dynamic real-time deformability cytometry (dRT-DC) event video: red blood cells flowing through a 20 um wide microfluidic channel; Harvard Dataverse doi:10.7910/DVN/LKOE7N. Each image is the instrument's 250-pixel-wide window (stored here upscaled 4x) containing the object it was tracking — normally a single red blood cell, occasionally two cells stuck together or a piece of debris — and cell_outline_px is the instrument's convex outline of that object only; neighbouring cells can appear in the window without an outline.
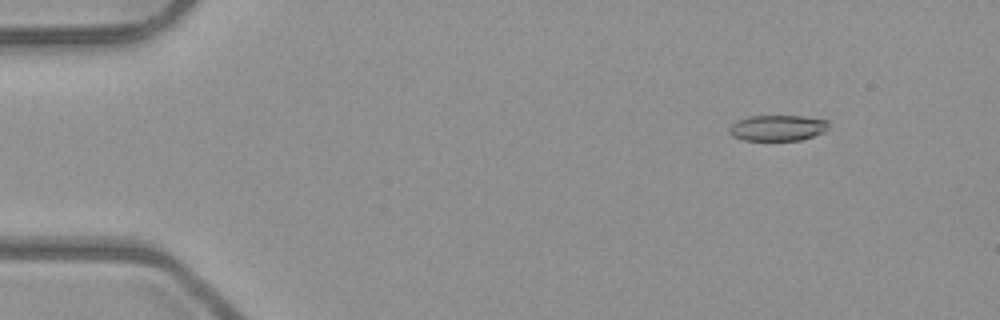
{"species": "common noctule bat (a hibernating species)", "species_latin": "Nyctalus noctula", "temperature_condition": "room temperature", "stored_images_in_passage": 8, "camera_frame_rate_fps": 3000, "um_per_image_px": 0.085, "animal": {"sex": "male", "body_mass_g": 23.1, "forearm_length_mm": 52.7}, "frame": {"image": 1, "passage_image": 2, "time_ms": 0.333, "image_size_px": [1000, 320], "cell_outline_px": [[828, 128], [824, 132], [800, 140], [744, 140], [732, 136], [728, 132], [728, 128], [736, 120], [748, 116], [804, 116], [828, 120]], "centroid_in_image_um": [66.07, 10.86], "position_along_channel_um": 18.9, "area_um2": 15.03}}
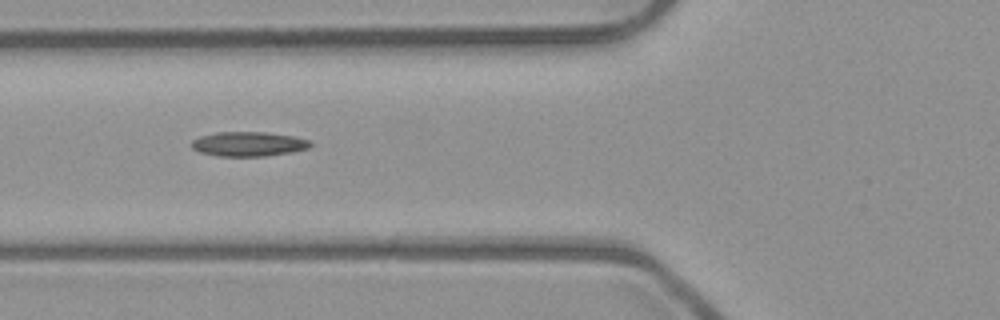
{"frame": {"image": 2, "passage_image": 6, "time_ms": 1.667, "image_size_px": [1000, 320], "cell_outline_px": [[312, 144], [308, 148], [292, 152], [264, 156], [216, 156], [200, 152], [192, 148], [192, 140], [200, 136], [216, 132], [264, 132], [292, 136], [308, 140]], "centroid_in_image_um": [21.09, 12.24], "position_along_channel_um": 104.7, "area_um2": 16.88}}
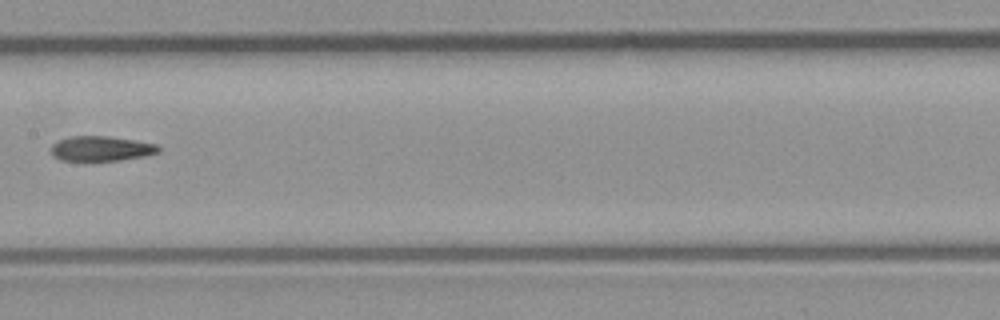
{"frame": {"image": 3, "passage_image": 8, "time_ms": 2.333, "image_size_px": [1000, 320], "cell_outline_px": [[160, 152], [144, 156], [120, 160], [60, 160], [52, 156], [52, 144], [60, 140], [72, 136], [108, 136], [136, 140], [156, 144], [160, 148]], "centroid_in_image_um": [8.62, 12.62], "position_along_channel_um": 198.8, "area_um2": 15.49}}